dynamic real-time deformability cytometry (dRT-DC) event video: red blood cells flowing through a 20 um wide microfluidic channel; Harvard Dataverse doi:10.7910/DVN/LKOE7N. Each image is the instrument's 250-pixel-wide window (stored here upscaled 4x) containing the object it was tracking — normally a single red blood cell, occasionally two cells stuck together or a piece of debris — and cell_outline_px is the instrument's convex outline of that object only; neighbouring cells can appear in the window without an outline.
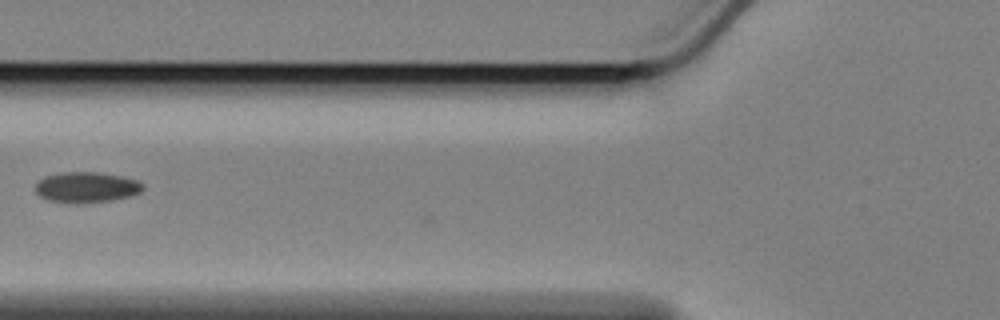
{"species": "Egyptian fruit bat (a non-hibernating species)", "species_latin": "Rousettus aegyptiacus", "temperature_condition": "cold", "stored_images_in_passage": 3, "camera_frame_rate_fps": 3000, "um_per_image_px": 0.085, "animal": {"sex": "female"}, "frame": {"image": 1, "passage_image": 2, "time_ms": 0.333, "image_size_px": [1000, 320], "cell_outline_px": [[144, 188], [140, 192], [128, 196], [112, 200], [48, 200], [40, 196], [36, 192], [36, 184], [44, 176], [60, 172], [96, 172], [120, 176], [136, 180], [144, 184]], "centroid_in_image_um": [7.36, 15.86], "position_along_channel_um": 118.4, "area_um2": 18.21}}